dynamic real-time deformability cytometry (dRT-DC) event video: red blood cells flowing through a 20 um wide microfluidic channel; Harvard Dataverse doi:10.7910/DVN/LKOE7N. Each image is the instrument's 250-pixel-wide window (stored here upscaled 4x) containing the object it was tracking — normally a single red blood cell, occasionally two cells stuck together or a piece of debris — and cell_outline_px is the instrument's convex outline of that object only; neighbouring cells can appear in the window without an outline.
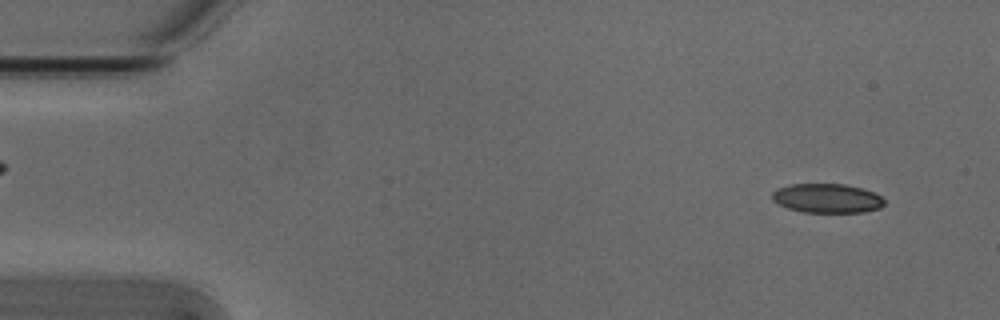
{"species": "Egyptian fruit bat (a non-hibernating species)", "species_latin": "Rousettus aegyptiacus", "temperature_condition": "cold", "stored_images_in_passage": 53, "camera_frame_rate_fps": 3000, "um_per_image_px": 0.085, "animal": {"sex": "male"}, "frame": {"image": 1, "passage_image": 4, "time_ms": 1.0, "image_size_px": [1000, 320], "cell_outline_px": [[884, 204], [880, 208], [864, 212], [804, 212], [788, 208], [772, 200], [772, 192], [776, 188], [788, 184], [844, 184], [860, 188], [872, 192], [880, 196], [884, 200]], "centroid_in_image_um": [70.27, 16.85], "position_along_channel_um": 14.7, "area_um2": 19.02}}
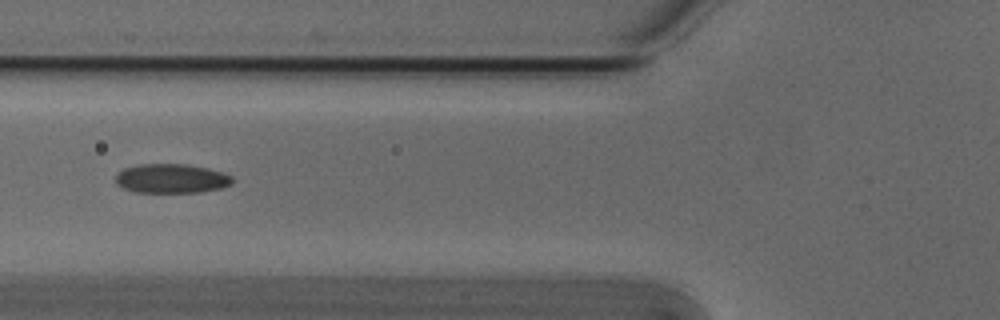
{"frame": {"image": 2, "passage_image": 20, "time_ms": 6.333, "image_size_px": [1000, 320], "cell_outline_px": [[232, 184], [220, 188], [200, 192], [136, 192], [124, 188], [116, 184], [116, 176], [124, 168], [140, 164], [188, 164], [208, 168], [224, 172], [232, 176]], "centroid_in_image_um": [14.6, 15.17], "position_along_channel_um": 111.2, "area_um2": 19.88}}
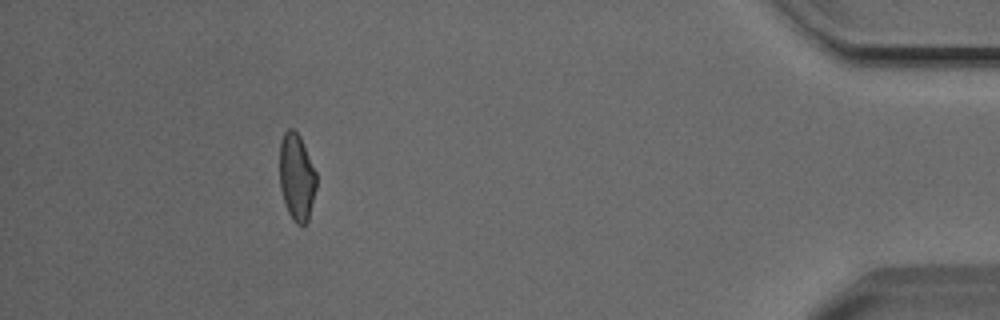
{"frame": {"image": 3, "passage_image": 48, "time_ms": 15.667, "image_size_px": [1000, 320], "cell_outline_px": [[316, 188], [308, 220], [304, 224], [296, 224], [292, 220], [284, 204], [280, 188], [280, 140], [284, 132], [288, 128], [292, 128], [300, 136], [316, 172]], "centroid_in_image_um": [25.2, 15.05], "position_along_channel_um": 410.0, "area_um2": 18.67}, "authors_computed_cell_mechanics": {"area_um2": 19.7676, "velocity_mm_per_s": 3.8527, "shape_relaxation_time_tau1_ms": 5.8987, "shape_relaxation_time_tau2_ms": 3.1463, "deformation_change_tau1": 0.1394, "deformation_change_tau2": 0.0762}}